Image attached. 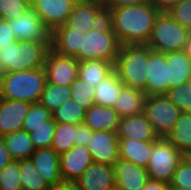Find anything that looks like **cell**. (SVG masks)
Here are the masks:
<instances>
[{"label": "cell", "mask_w": 191, "mask_h": 190, "mask_svg": "<svg viewBox=\"0 0 191 190\" xmlns=\"http://www.w3.org/2000/svg\"><path fill=\"white\" fill-rule=\"evenodd\" d=\"M107 10L108 21L121 45L147 44L160 13L151 2Z\"/></svg>", "instance_id": "6da1fadb"}, {"label": "cell", "mask_w": 191, "mask_h": 190, "mask_svg": "<svg viewBox=\"0 0 191 190\" xmlns=\"http://www.w3.org/2000/svg\"><path fill=\"white\" fill-rule=\"evenodd\" d=\"M51 49V42H11L0 49V74L44 67Z\"/></svg>", "instance_id": "7a4b0ae2"}, {"label": "cell", "mask_w": 191, "mask_h": 190, "mask_svg": "<svg viewBox=\"0 0 191 190\" xmlns=\"http://www.w3.org/2000/svg\"><path fill=\"white\" fill-rule=\"evenodd\" d=\"M47 82L44 67L0 74V97L28 103L39 102Z\"/></svg>", "instance_id": "3957f363"}, {"label": "cell", "mask_w": 191, "mask_h": 190, "mask_svg": "<svg viewBox=\"0 0 191 190\" xmlns=\"http://www.w3.org/2000/svg\"><path fill=\"white\" fill-rule=\"evenodd\" d=\"M151 51L147 44L121 45L114 70L124 86L146 94L147 67Z\"/></svg>", "instance_id": "277c9868"}, {"label": "cell", "mask_w": 191, "mask_h": 190, "mask_svg": "<svg viewBox=\"0 0 191 190\" xmlns=\"http://www.w3.org/2000/svg\"><path fill=\"white\" fill-rule=\"evenodd\" d=\"M120 47L121 43L108 21L104 26L91 29L82 36L77 60H102L115 65Z\"/></svg>", "instance_id": "5b68a950"}, {"label": "cell", "mask_w": 191, "mask_h": 190, "mask_svg": "<svg viewBox=\"0 0 191 190\" xmlns=\"http://www.w3.org/2000/svg\"><path fill=\"white\" fill-rule=\"evenodd\" d=\"M191 31L173 19L168 12H160L152 28L147 45L156 52L168 53L185 49Z\"/></svg>", "instance_id": "8992f818"}, {"label": "cell", "mask_w": 191, "mask_h": 190, "mask_svg": "<svg viewBox=\"0 0 191 190\" xmlns=\"http://www.w3.org/2000/svg\"><path fill=\"white\" fill-rule=\"evenodd\" d=\"M183 158L184 155L166 137H158L153 142L152 155L146 168L149 179L170 184Z\"/></svg>", "instance_id": "52a82bcc"}, {"label": "cell", "mask_w": 191, "mask_h": 190, "mask_svg": "<svg viewBox=\"0 0 191 190\" xmlns=\"http://www.w3.org/2000/svg\"><path fill=\"white\" fill-rule=\"evenodd\" d=\"M144 114L158 137H166L181 114L166 95H150L144 103Z\"/></svg>", "instance_id": "ba28073f"}, {"label": "cell", "mask_w": 191, "mask_h": 190, "mask_svg": "<svg viewBox=\"0 0 191 190\" xmlns=\"http://www.w3.org/2000/svg\"><path fill=\"white\" fill-rule=\"evenodd\" d=\"M108 22V10L101 3L94 1L77 2L64 26L68 29L83 32L84 34L91 29L100 28Z\"/></svg>", "instance_id": "9c48e42d"}, {"label": "cell", "mask_w": 191, "mask_h": 190, "mask_svg": "<svg viewBox=\"0 0 191 190\" xmlns=\"http://www.w3.org/2000/svg\"><path fill=\"white\" fill-rule=\"evenodd\" d=\"M79 61L50 50L44 64L47 82L55 85L71 86L78 77Z\"/></svg>", "instance_id": "30bf717a"}, {"label": "cell", "mask_w": 191, "mask_h": 190, "mask_svg": "<svg viewBox=\"0 0 191 190\" xmlns=\"http://www.w3.org/2000/svg\"><path fill=\"white\" fill-rule=\"evenodd\" d=\"M9 27L13 30L17 41L51 42V32L32 8L19 17L9 20Z\"/></svg>", "instance_id": "8fae6325"}, {"label": "cell", "mask_w": 191, "mask_h": 190, "mask_svg": "<svg viewBox=\"0 0 191 190\" xmlns=\"http://www.w3.org/2000/svg\"><path fill=\"white\" fill-rule=\"evenodd\" d=\"M30 3L31 8L52 33L57 27L64 25L77 2L74 0H30Z\"/></svg>", "instance_id": "7c38bea8"}, {"label": "cell", "mask_w": 191, "mask_h": 190, "mask_svg": "<svg viewBox=\"0 0 191 190\" xmlns=\"http://www.w3.org/2000/svg\"><path fill=\"white\" fill-rule=\"evenodd\" d=\"M93 162L113 166L119 159V139L117 132L93 131L87 146Z\"/></svg>", "instance_id": "4fadbf2b"}, {"label": "cell", "mask_w": 191, "mask_h": 190, "mask_svg": "<svg viewBox=\"0 0 191 190\" xmlns=\"http://www.w3.org/2000/svg\"><path fill=\"white\" fill-rule=\"evenodd\" d=\"M92 162L88 147L74 145L69 151L59 155L62 180L75 182Z\"/></svg>", "instance_id": "5bb4252c"}, {"label": "cell", "mask_w": 191, "mask_h": 190, "mask_svg": "<svg viewBox=\"0 0 191 190\" xmlns=\"http://www.w3.org/2000/svg\"><path fill=\"white\" fill-rule=\"evenodd\" d=\"M30 103L0 97V137L22 130Z\"/></svg>", "instance_id": "9a60e30c"}, {"label": "cell", "mask_w": 191, "mask_h": 190, "mask_svg": "<svg viewBox=\"0 0 191 190\" xmlns=\"http://www.w3.org/2000/svg\"><path fill=\"white\" fill-rule=\"evenodd\" d=\"M168 90L167 66L165 53L151 51L149 53L146 95H165Z\"/></svg>", "instance_id": "2e32d148"}, {"label": "cell", "mask_w": 191, "mask_h": 190, "mask_svg": "<svg viewBox=\"0 0 191 190\" xmlns=\"http://www.w3.org/2000/svg\"><path fill=\"white\" fill-rule=\"evenodd\" d=\"M75 182L82 190H107L115 185L114 168L92 162Z\"/></svg>", "instance_id": "e0dca14e"}, {"label": "cell", "mask_w": 191, "mask_h": 190, "mask_svg": "<svg viewBox=\"0 0 191 190\" xmlns=\"http://www.w3.org/2000/svg\"><path fill=\"white\" fill-rule=\"evenodd\" d=\"M115 184L124 190H141L149 179L147 169L118 159L114 165Z\"/></svg>", "instance_id": "ac0fdd59"}, {"label": "cell", "mask_w": 191, "mask_h": 190, "mask_svg": "<svg viewBox=\"0 0 191 190\" xmlns=\"http://www.w3.org/2000/svg\"><path fill=\"white\" fill-rule=\"evenodd\" d=\"M30 159L50 187L63 181L60 173L59 155L52 148L36 149Z\"/></svg>", "instance_id": "d6986e66"}, {"label": "cell", "mask_w": 191, "mask_h": 190, "mask_svg": "<svg viewBox=\"0 0 191 190\" xmlns=\"http://www.w3.org/2000/svg\"><path fill=\"white\" fill-rule=\"evenodd\" d=\"M117 136L119 140L133 138L138 141H154L158 138L144 113L120 118Z\"/></svg>", "instance_id": "ffe728a7"}, {"label": "cell", "mask_w": 191, "mask_h": 190, "mask_svg": "<svg viewBox=\"0 0 191 190\" xmlns=\"http://www.w3.org/2000/svg\"><path fill=\"white\" fill-rule=\"evenodd\" d=\"M168 89L191 82V59L184 50L165 53Z\"/></svg>", "instance_id": "44dd1931"}, {"label": "cell", "mask_w": 191, "mask_h": 190, "mask_svg": "<svg viewBox=\"0 0 191 190\" xmlns=\"http://www.w3.org/2000/svg\"><path fill=\"white\" fill-rule=\"evenodd\" d=\"M120 116L113 107L93 104L85 113L83 123L92 131L117 132Z\"/></svg>", "instance_id": "7402d4cb"}, {"label": "cell", "mask_w": 191, "mask_h": 190, "mask_svg": "<svg viewBox=\"0 0 191 190\" xmlns=\"http://www.w3.org/2000/svg\"><path fill=\"white\" fill-rule=\"evenodd\" d=\"M83 32L74 31L64 25L57 27L51 33V48L63 56L79 57Z\"/></svg>", "instance_id": "603a6c76"}, {"label": "cell", "mask_w": 191, "mask_h": 190, "mask_svg": "<svg viewBox=\"0 0 191 190\" xmlns=\"http://www.w3.org/2000/svg\"><path fill=\"white\" fill-rule=\"evenodd\" d=\"M154 141H138L135 139L119 140V158L138 166L147 168L152 155Z\"/></svg>", "instance_id": "cb8c5ba5"}, {"label": "cell", "mask_w": 191, "mask_h": 190, "mask_svg": "<svg viewBox=\"0 0 191 190\" xmlns=\"http://www.w3.org/2000/svg\"><path fill=\"white\" fill-rule=\"evenodd\" d=\"M146 97L143 91L124 86L113 108L120 118L140 115L144 113Z\"/></svg>", "instance_id": "d4e9b609"}, {"label": "cell", "mask_w": 191, "mask_h": 190, "mask_svg": "<svg viewBox=\"0 0 191 190\" xmlns=\"http://www.w3.org/2000/svg\"><path fill=\"white\" fill-rule=\"evenodd\" d=\"M2 139L13 160L30 159L36 150L30 134L25 130L7 134Z\"/></svg>", "instance_id": "484cf974"}, {"label": "cell", "mask_w": 191, "mask_h": 190, "mask_svg": "<svg viewBox=\"0 0 191 190\" xmlns=\"http://www.w3.org/2000/svg\"><path fill=\"white\" fill-rule=\"evenodd\" d=\"M124 87L117 72L114 70L95 87L94 102L97 105L113 107Z\"/></svg>", "instance_id": "4316f807"}, {"label": "cell", "mask_w": 191, "mask_h": 190, "mask_svg": "<svg viewBox=\"0 0 191 190\" xmlns=\"http://www.w3.org/2000/svg\"><path fill=\"white\" fill-rule=\"evenodd\" d=\"M166 138L184 156L188 154L191 150V112H181Z\"/></svg>", "instance_id": "83f0119b"}, {"label": "cell", "mask_w": 191, "mask_h": 190, "mask_svg": "<svg viewBox=\"0 0 191 190\" xmlns=\"http://www.w3.org/2000/svg\"><path fill=\"white\" fill-rule=\"evenodd\" d=\"M114 71V64L102 60H85L79 62L78 78L96 87Z\"/></svg>", "instance_id": "f1b7e54d"}, {"label": "cell", "mask_w": 191, "mask_h": 190, "mask_svg": "<svg viewBox=\"0 0 191 190\" xmlns=\"http://www.w3.org/2000/svg\"><path fill=\"white\" fill-rule=\"evenodd\" d=\"M71 98V86L55 85L46 82L39 102L51 113L58 109L65 100Z\"/></svg>", "instance_id": "f546056e"}, {"label": "cell", "mask_w": 191, "mask_h": 190, "mask_svg": "<svg viewBox=\"0 0 191 190\" xmlns=\"http://www.w3.org/2000/svg\"><path fill=\"white\" fill-rule=\"evenodd\" d=\"M75 138H76L75 124L56 122L51 148L58 155L66 153L74 146Z\"/></svg>", "instance_id": "4dcf8cb0"}, {"label": "cell", "mask_w": 191, "mask_h": 190, "mask_svg": "<svg viewBox=\"0 0 191 190\" xmlns=\"http://www.w3.org/2000/svg\"><path fill=\"white\" fill-rule=\"evenodd\" d=\"M20 179L22 190H51L31 159L20 160Z\"/></svg>", "instance_id": "1f68e13d"}, {"label": "cell", "mask_w": 191, "mask_h": 190, "mask_svg": "<svg viewBox=\"0 0 191 190\" xmlns=\"http://www.w3.org/2000/svg\"><path fill=\"white\" fill-rule=\"evenodd\" d=\"M85 113L86 110L70 98L65 100L62 105L52 113V116L56 122L78 125L83 123Z\"/></svg>", "instance_id": "d6a6232c"}, {"label": "cell", "mask_w": 191, "mask_h": 190, "mask_svg": "<svg viewBox=\"0 0 191 190\" xmlns=\"http://www.w3.org/2000/svg\"><path fill=\"white\" fill-rule=\"evenodd\" d=\"M94 89V86L77 77L71 84V99L87 110L90 106L95 104Z\"/></svg>", "instance_id": "836d02e7"}, {"label": "cell", "mask_w": 191, "mask_h": 190, "mask_svg": "<svg viewBox=\"0 0 191 190\" xmlns=\"http://www.w3.org/2000/svg\"><path fill=\"white\" fill-rule=\"evenodd\" d=\"M52 117V113L40 102L31 103L28 113L25 116L22 130L30 134L35 128L42 126L45 121Z\"/></svg>", "instance_id": "e575fe53"}, {"label": "cell", "mask_w": 191, "mask_h": 190, "mask_svg": "<svg viewBox=\"0 0 191 190\" xmlns=\"http://www.w3.org/2000/svg\"><path fill=\"white\" fill-rule=\"evenodd\" d=\"M20 160H12L0 171V190H22Z\"/></svg>", "instance_id": "d590c367"}, {"label": "cell", "mask_w": 191, "mask_h": 190, "mask_svg": "<svg viewBox=\"0 0 191 190\" xmlns=\"http://www.w3.org/2000/svg\"><path fill=\"white\" fill-rule=\"evenodd\" d=\"M165 95L181 112H191V82L169 88Z\"/></svg>", "instance_id": "8d00e7d4"}, {"label": "cell", "mask_w": 191, "mask_h": 190, "mask_svg": "<svg viewBox=\"0 0 191 190\" xmlns=\"http://www.w3.org/2000/svg\"><path fill=\"white\" fill-rule=\"evenodd\" d=\"M55 127L56 121L52 117L30 133L35 149L51 148Z\"/></svg>", "instance_id": "74e56055"}, {"label": "cell", "mask_w": 191, "mask_h": 190, "mask_svg": "<svg viewBox=\"0 0 191 190\" xmlns=\"http://www.w3.org/2000/svg\"><path fill=\"white\" fill-rule=\"evenodd\" d=\"M30 8V0H0V19H15Z\"/></svg>", "instance_id": "f35d334b"}, {"label": "cell", "mask_w": 191, "mask_h": 190, "mask_svg": "<svg viewBox=\"0 0 191 190\" xmlns=\"http://www.w3.org/2000/svg\"><path fill=\"white\" fill-rule=\"evenodd\" d=\"M170 184L191 189V162L185 156L178 164Z\"/></svg>", "instance_id": "ab89813d"}, {"label": "cell", "mask_w": 191, "mask_h": 190, "mask_svg": "<svg viewBox=\"0 0 191 190\" xmlns=\"http://www.w3.org/2000/svg\"><path fill=\"white\" fill-rule=\"evenodd\" d=\"M168 14L184 28L191 31V0H182L170 9Z\"/></svg>", "instance_id": "60d3db41"}, {"label": "cell", "mask_w": 191, "mask_h": 190, "mask_svg": "<svg viewBox=\"0 0 191 190\" xmlns=\"http://www.w3.org/2000/svg\"><path fill=\"white\" fill-rule=\"evenodd\" d=\"M93 131L84 123L76 125V138L74 145L87 147L90 144V139Z\"/></svg>", "instance_id": "b9f144b4"}, {"label": "cell", "mask_w": 191, "mask_h": 190, "mask_svg": "<svg viewBox=\"0 0 191 190\" xmlns=\"http://www.w3.org/2000/svg\"><path fill=\"white\" fill-rule=\"evenodd\" d=\"M17 41L9 21L0 19V49L11 42Z\"/></svg>", "instance_id": "7bdbcfd3"}, {"label": "cell", "mask_w": 191, "mask_h": 190, "mask_svg": "<svg viewBox=\"0 0 191 190\" xmlns=\"http://www.w3.org/2000/svg\"><path fill=\"white\" fill-rule=\"evenodd\" d=\"M152 0H108L104 7L107 9L119 8L122 6H129L132 4L150 3Z\"/></svg>", "instance_id": "ee69618b"}, {"label": "cell", "mask_w": 191, "mask_h": 190, "mask_svg": "<svg viewBox=\"0 0 191 190\" xmlns=\"http://www.w3.org/2000/svg\"><path fill=\"white\" fill-rule=\"evenodd\" d=\"M181 1L182 0H152L151 4L155 6L160 12H168Z\"/></svg>", "instance_id": "f6af8a7d"}, {"label": "cell", "mask_w": 191, "mask_h": 190, "mask_svg": "<svg viewBox=\"0 0 191 190\" xmlns=\"http://www.w3.org/2000/svg\"><path fill=\"white\" fill-rule=\"evenodd\" d=\"M12 160L13 158L5 147L2 137H0V171L5 168V166L8 165Z\"/></svg>", "instance_id": "bcb514c9"}, {"label": "cell", "mask_w": 191, "mask_h": 190, "mask_svg": "<svg viewBox=\"0 0 191 190\" xmlns=\"http://www.w3.org/2000/svg\"><path fill=\"white\" fill-rule=\"evenodd\" d=\"M141 190H169V184L163 181L148 179Z\"/></svg>", "instance_id": "7dc6e473"}, {"label": "cell", "mask_w": 191, "mask_h": 190, "mask_svg": "<svg viewBox=\"0 0 191 190\" xmlns=\"http://www.w3.org/2000/svg\"><path fill=\"white\" fill-rule=\"evenodd\" d=\"M51 190H82V189L77 185L76 182L61 181L54 187H51Z\"/></svg>", "instance_id": "c3c4849f"}, {"label": "cell", "mask_w": 191, "mask_h": 190, "mask_svg": "<svg viewBox=\"0 0 191 190\" xmlns=\"http://www.w3.org/2000/svg\"><path fill=\"white\" fill-rule=\"evenodd\" d=\"M187 56L191 59V34L184 49Z\"/></svg>", "instance_id": "681fc988"}, {"label": "cell", "mask_w": 191, "mask_h": 190, "mask_svg": "<svg viewBox=\"0 0 191 190\" xmlns=\"http://www.w3.org/2000/svg\"><path fill=\"white\" fill-rule=\"evenodd\" d=\"M169 190H191V189L176 187V186H172L171 184H169Z\"/></svg>", "instance_id": "f907efd6"}, {"label": "cell", "mask_w": 191, "mask_h": 190, "mask_svg": "<svg viewBox=\"0 0 191 190\" xmlns=\"http://www.w3.org/2000/svg\"><path fill=\"white\" fill-rule=\"evenodd\" d=\"M88 1H94L96 3H101L104 5L108 0H88Z\"/></svg>", "instance_id": "816d5d0a"}, {"label": "cell", "mask_w": 191, "mask_h": 190, "mask_svg": "<svg viewBox=\"0 0 191 190\" xmlns=\"http://www.w3.org/2000/svg\"><path fill=\"white\" fill-rule=\"evenodd\" d=\"M107 190H124V189L119 188V187L115 184L114 186L110 187V188L107 189Z\"/></svg>", "instance_id": "f5cc1de1"}, {"label": "cell", "mask_w": 191, "mask_h": 190, "mask_svg": "<svg viewBox=\"0 0 191 190\" xmlns=\"http://www.w3.org/2000/svg\"><path fill=\"white\" fill-rule=\"evenodd\" d=\"M187 159H191V150L188 152V154L185 156Z\"/></svg>", "instance_id": "db71d44e"}, {"label": "cell", "mask_w": 191, "mask_h": 190, "mask_svg": "<svg viewBox=\"0 0 191 190\" xmlns=\"http://www.w3.org/2000/svg\"><path fill=\"white\" fill-rule=\"evenodd\" d=\"M74 1H76V2H81V1H87V0H74Z\"/></svg>", "instance_id": "11a10c76"}]
</instances>
